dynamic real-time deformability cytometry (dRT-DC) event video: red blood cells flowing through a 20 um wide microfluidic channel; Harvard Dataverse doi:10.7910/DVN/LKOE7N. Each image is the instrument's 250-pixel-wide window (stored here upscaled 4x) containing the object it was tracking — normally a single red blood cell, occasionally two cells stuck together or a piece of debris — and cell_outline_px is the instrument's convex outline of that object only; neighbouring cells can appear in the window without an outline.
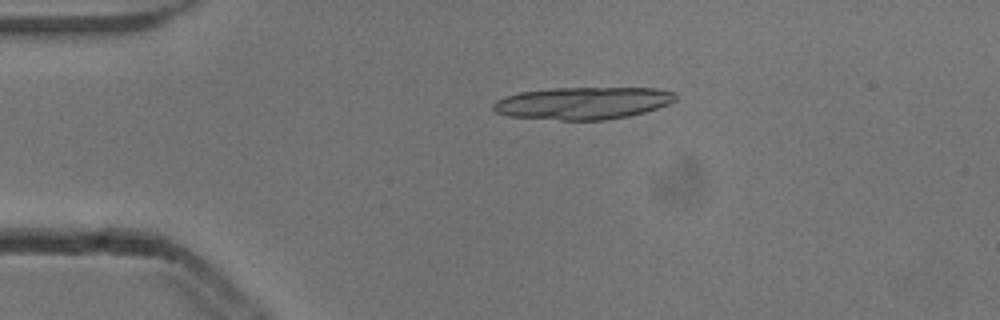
{"species": "common noctule bat (a hibernating species)", "species_latin": "Nyctalus noctula", "temperature_condition": "cold", "stored_images_in_passage": 4, "camera_frame_rate_fps": 3000, "um_per_image_px": 0.085, "animal": {"sex": "male", "body_mass_g": 13.3}, "frame": {"image": 1, "passage_image": 3, "time_ms": 0.667, "image_size_px": [1000, 320], "cell_outline_px": [[676, 100], [668, 104], [644, 112], [628, 116], [604, 120], [560, 120], [508, 116], [496, 112], [492, 108], [492, 104], [496, 100], [504, 96], [520, 92], [552, 88], [656, 88], [676, 92]], "centroid_in_image_um": [49.53, 8.76], "position_along_channel_um": 35.5, "area_um2": 34.39}}